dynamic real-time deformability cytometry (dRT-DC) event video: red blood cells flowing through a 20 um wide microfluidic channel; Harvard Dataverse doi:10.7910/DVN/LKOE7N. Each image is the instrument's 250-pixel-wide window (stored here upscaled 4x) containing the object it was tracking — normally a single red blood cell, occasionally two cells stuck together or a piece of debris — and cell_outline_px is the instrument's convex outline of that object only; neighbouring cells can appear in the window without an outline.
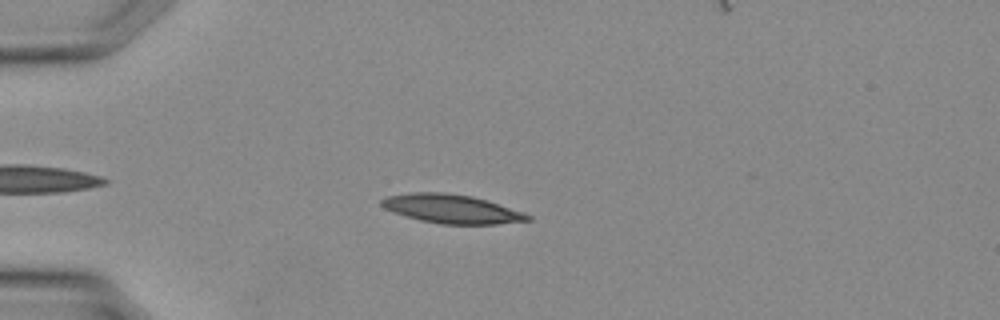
{"species": "Egyptian fruit bat (a non-hibernating species)", "species_latin": "Rousettus aegyptiacus", "temperature_condition": "warm", "stored_images_in_passage": 32, "camera_frame_rate_fps": 3000, "um_per_image_px": 0.085, "animal": {"sex": "female"}, "frame": {"image": 1, "passage_image": 5, "time_ms": 1.333, "image_size_px": [1000, 320], "cell_outline_px": [[532, 220], [496, 224], [440, 224], [420, 220], [384, 208], [380, 204], [380, 200], [388, 196], [408, 192], [444, 192], [472, 196], [524, 212], [532, 216]], "centroid_in_image_um": [38.4, 17.75], "position_along_channel_um": 46.6, "area_um2": 24.39}}
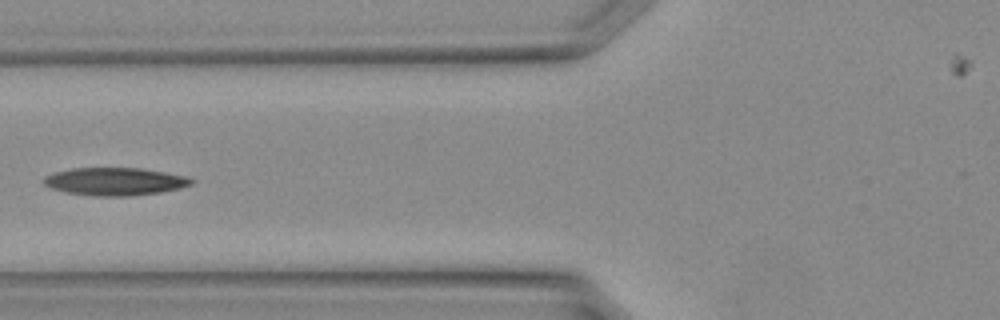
{"frame": {"image": 2, "passage_image": 10, "time_ms": 3.0, "image_size_px": [1000, 320], "cell_outline_px": [[196, 180], [192, 184], [180, 188], [160, 192], [128, 196], [96, 196], [68, 192], [52, 188], [44, 184], [44, 176], [52, 172], [72, 168], [140, 168], [188, 176]], "centroid_in_image_um": [9.79, 15.42], "position_along_channel_um": 116.0, "area_um2": 23.87}}
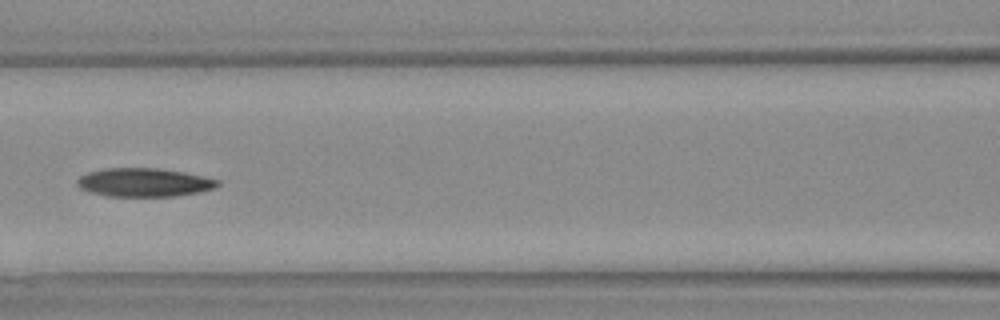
{"frame": {"image": 3, "passage_image": 12, "time_ms": 3.667, "image_size_px": [1000, 320], "cell_outline_px": [[220, 184], [212, 188], [200, 192], [172, 196], [108, 196], [92, 192], [80, 188], [76, 184], [76, 180], [80, 176], [88, 172], [104, 168], [160, 168], [184, 172], [204, 176], [220, 180]], "centroid_in_image_um": [12.24, 15.49], "position_along_channel_um": 154.4, "area_um2": 23.35}}